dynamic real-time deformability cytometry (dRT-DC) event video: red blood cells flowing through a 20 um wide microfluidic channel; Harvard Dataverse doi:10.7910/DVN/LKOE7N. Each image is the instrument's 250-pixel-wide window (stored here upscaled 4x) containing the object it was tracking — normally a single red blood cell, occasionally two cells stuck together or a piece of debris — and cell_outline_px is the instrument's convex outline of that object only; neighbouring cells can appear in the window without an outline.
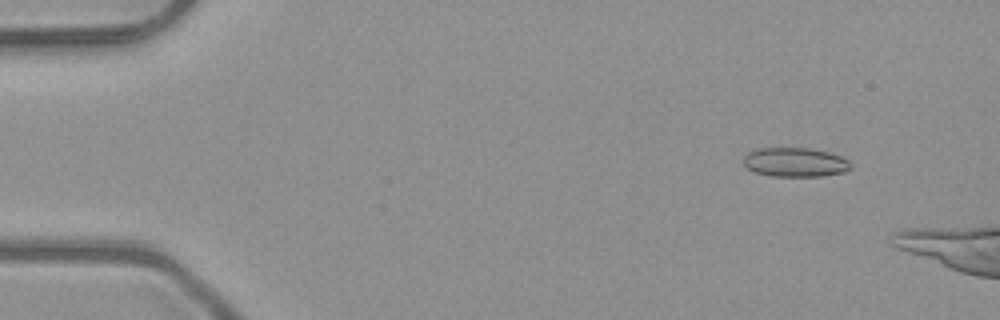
{"species": "common noctule bat (a hibernating species)", "species_latin": "Nyctalus noctula", "temperature_condition": "room temperature", "stored_images_in_passage": 4, "camera_frame_rate_fps": 3000, "um_per_image_px": 0.085, "animal": {"sex": "male", "body_mass_g": 23.1, "forearm_length_mm": 52.7}, "frame": {"image": 1, "passage_image": 2, "time_ms": 0.333, "image_size_px": [1000, 320], "cell_outline_px": [[852, 168], [844, 172], [820, 176], [772, 176], [756, 172], [748, 168], [740, 160], [748, 152], [756, 148], [808, 148], [828, 152], [840, 156], [848, 160]], "centroid_in_image_um": [67.55, 13.78], "position_along_channel_um": 17.4, "area_um2": 18.26}}